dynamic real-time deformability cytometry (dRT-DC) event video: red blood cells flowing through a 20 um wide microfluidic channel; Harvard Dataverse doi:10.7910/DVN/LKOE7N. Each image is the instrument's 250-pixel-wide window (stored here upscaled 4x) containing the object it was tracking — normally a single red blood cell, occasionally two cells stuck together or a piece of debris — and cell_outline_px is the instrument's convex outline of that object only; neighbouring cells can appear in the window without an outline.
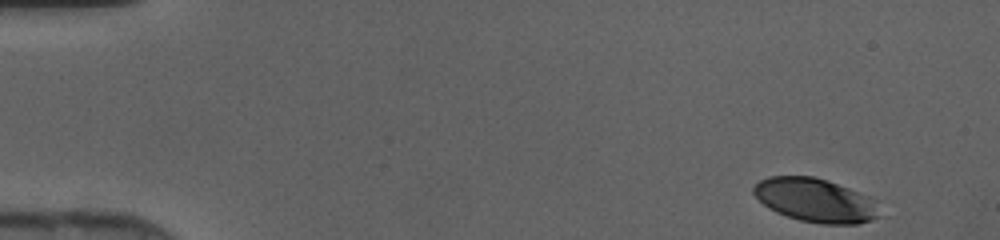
{"species": "human", "species_latin": "Homo sapiens", "temperature_condition": "cold", "stored_images_in_passage": 44, "camera_frame_rate_fps": 3000, "um_per_image_px": 0.085, "donor": {"sex": "female"}, "frame": {"image": 1, "passage_image": 1, "time_ms": 0.0, "image_size_px": [1000, 240], "cell_outline_px": [[880, 216], [872, 220], [856, 224], [820, 224], [800, 220], [776, 212], [768, 208], [752, 192], [752, 188], [760, 180], [768, 176], [812, 176], [848, 188], [868, 196]], "centroid_in_image_um": [69.24, 17.03], "position_along_channel_um": 15.8, "area_um2": 31.5}}
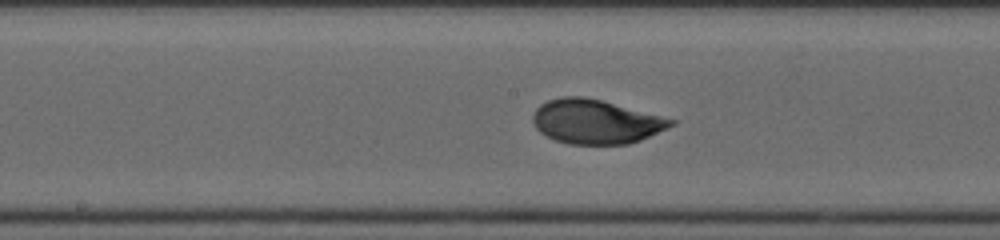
{"frame": {"image": 2, "passage_image": 22, "time_ms": 7.0, "image_size_px": [1000, 240], "cell_outline_px": [[676, 124], [668, 128], [640, 140], [628, 144], [568, 144], [556, 140], [540, 132], [536, 128], [532, 120], [532, 116], [536, 108], [540, 104], [548, 100], [564, 96], [584, 96], [600, 100], [676, 120]], "centroid_in_image_um": [50.62, 10.34], "position_along_channel_um": 197.6, "area_um2": 35.37}}
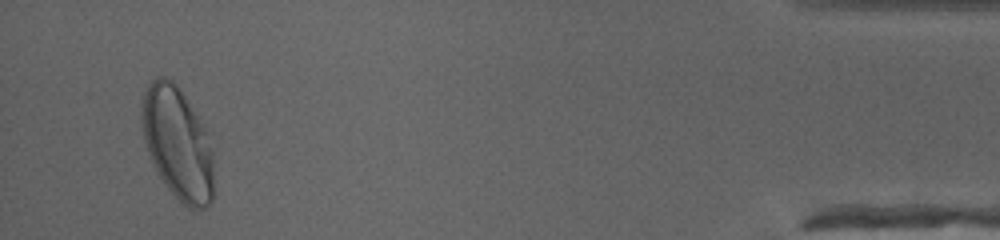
{"frame": {"image": 3, "passage_image": 42, "time_ms": 13.667, "image_size_px": [1000, 240], "cell_outline_px": [[212, 200], [204, 208], [188, 208], [168, 188], [156, 172], [152, 164], [144, 140], [140, 120], [140, 100], [144, 88], [156, 76], [164, 76], [172, 80], [176, 84], [184, 96], [204, 128], [212, 152]], "centroid_in_image_um": [15.02, 12.13], "position_along_channel_um": 420.2, "area_um2": 46.88}}